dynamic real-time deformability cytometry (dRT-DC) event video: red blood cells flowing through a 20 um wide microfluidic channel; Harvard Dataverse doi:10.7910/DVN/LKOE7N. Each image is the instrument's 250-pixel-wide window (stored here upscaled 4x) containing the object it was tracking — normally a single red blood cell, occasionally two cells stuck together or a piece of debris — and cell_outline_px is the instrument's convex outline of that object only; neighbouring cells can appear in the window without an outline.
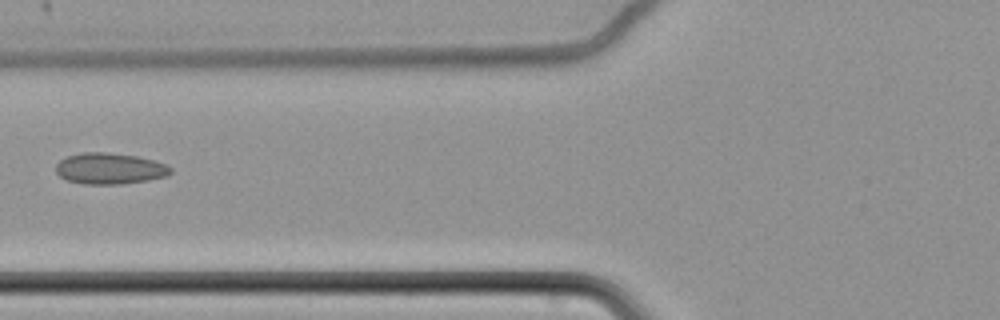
{"species": "common noctule bat (a hibernating species)", "species_latin": "Nyctalus noctula", "temperature_condition": "cold", "stored_images_in_passage": 15, "camera_frame_rate_fps": 3000, "um_per_image_px": 0.085, "animal": {"sex": "female", "body_mass_g": 22.7, "forearm_length_mm": 54.2}, "frame": {"image": 1, "passage_image": 7, "time_ms": 2.0, "image_size_px": [1000, 320], "cell_outline_px": [[172, 172], [168, 176], [148, 180], [120, 184], [84, 184], [68, 180], [60, 176], [56, 172], [56, 164], [60, 160], [68, 156], [84, 152], [108, 152], [136, 156], [152, 160], [164, 164], [172, 168]], "centroid_in_image_um": [9.33, 14.33], "position_along_channel_um": 116.5, "area_um2": 20.75}}
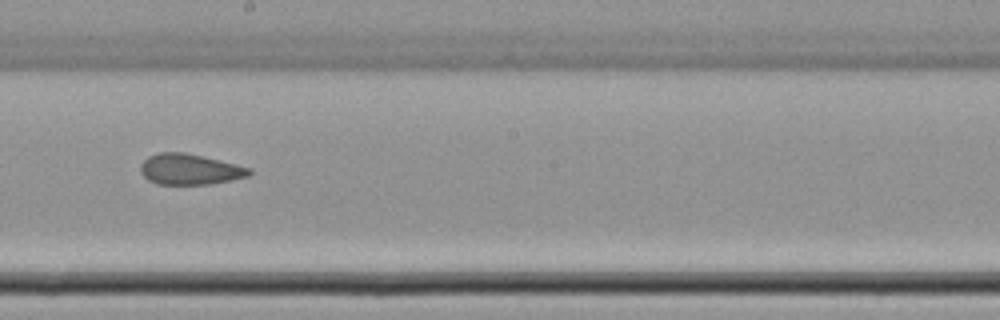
{"frame": {"image": 2, "passage_image": 10, "time_ms": 3.0, "image_size_px": [1000, 320], "cell_outline_px": [[252, 172], [248, 176], [208, 184], [156, 184], [148, 180], [140, 172], [140, 164], [148, 156], [160, 152], [184, 152], [252, 168]], "centroid_in_image_um": [16.09, 14.39], "position_along_channel_um": 232.1, "area_um2": 19.31}}
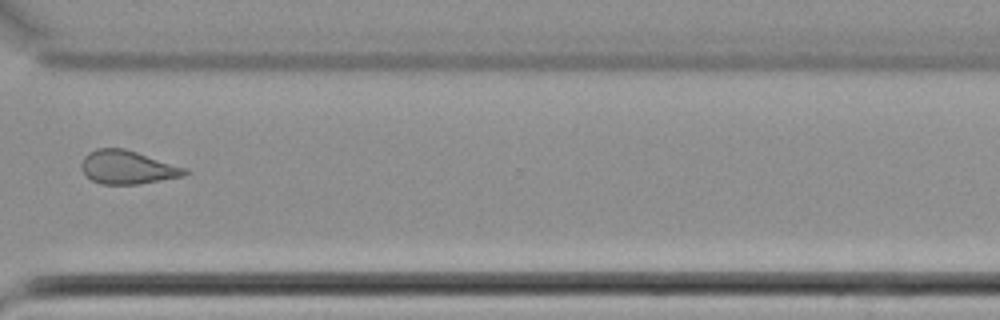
{"frame": {"image": 3, "passage_image": 13, "time_ms": 4.0, "image_size_px": [1000, 320], "cell_outline_px": [[188, 172], [184, 176], [140, 184], [100, 184], [92, 180], [80, 168], [80, 164], [84, 156], [88, 152], [96, 148], [124, 148], [188, 168]], "centroid_in_image_um": [10.84, 14.22], "position_along_channel_um": 359.8, "area_um2": 20.29}}